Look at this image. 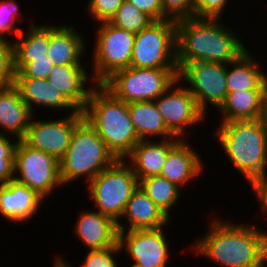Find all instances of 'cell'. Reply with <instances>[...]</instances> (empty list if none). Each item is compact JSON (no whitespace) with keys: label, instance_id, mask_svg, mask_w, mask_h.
<instances>
[{"label":"cell","instance_id":"6da1fadb","mask_svg":"<svg viewBox=\"0 0 267 267\" xmlns=\"http://www.w3.org/2000/svg\"><path fill=\"white\" fill-rule=\"evenodd\" d=\"M208 231L190 246L194 255L221 267H264L267 263V231L251 223L236 224L212 216Z\"/></svg>","mask_w":267,"mask_h":267},{"label":"cell","instance_id":"7a4b0ae2","mask_svg":"<svg viewBox=\"0 0 267 267\" xmlns=\"http://www.w3.org/2000/svg\"><path fill=\"white\" fill-rule=\"evenodd\" d=\"M222 20L197 17L176 20V62L179 71L186 64L196 61L228 64L248 50L241 40L242 36L235 32L236 28L233 30Z\"/></svg>","mask_w":267,"mask_h":267},{"label":"cell","instance_id":"3957f363","mask_svg":"<svg viewBox=\"0 0 267 267\" xmlns=\"http://www.w3.org/2000/svg\"><path fill=\"white\" fill-rule=\"evenodd\" d=\"M214 131L216 144L247 183L267 173V117L223 122Z\"/></svg>","mask_w":267,"mask_h":267},{"label":"cell","instance_id":"277c9868","mask_svg":"<svg viewBox=\"0 0 267 267\" xmlns=\"http://www.w3.org/2000/svg\"><path fill=\"white\" fill-rule=\"evenodd\" d=\"M83 113L117 160H124L140 141L128 104L115 98L101 84L91 90Z\"/></svg>","mask_w":267,"mask_h":267},{"label":"cell","instance_id":"5b68a950","mask_svg":"<svg viewBox=\"0 0 267 267\" xmlns=\"http://www.w3.org/2000/svg\"><path fill=\"white\" fill-rule=\"evenodd\" d=\"M116 160L96 130L84 119L74 129L69 147L59 160L60 180L64 187L82 178L87 184Z\"/></svg>","mask_w":267,"mask_h":267},{"label":"cell","instance_id":"8992f818","mask_svg":"<svg viewBox=\"0 0 267 267\" xmlns=\"http://www.w3.org/2000/svg\"><path fill=\"white\" fill-rule=\"evenodd\" d=\"M89 197L96 211L120 220L139 181L125 160H116L87 183Z\"/></svg>","mask_w":267,"mask_h":267},{"label":"cell","instance_id":"52a82bcc","mask_svg":"<svg viewBox=\"0 0 267 267\" xmlns=\"http://www.w3.org/2000/svg\"><path fill=\"white\" fill-rule=\"evenodd\" d=\"M178 68L128 67L113 73L101 85L127 104L155 101L178 78Z\"/></svg>","mask_w":267,"mask_h":267},{"label":"cell","instance_id":"ba28073f","mask_svg":"<svg viewBox=\"0 0 267 267\" xmlns=\"http://www.w3.org/2000/svg\"><path fill=\"white\" fill-rule=\"evenodd\" d=\"M94 33L90 73L96 84H102L116 71L130 67L136 34L109 22L96 24Z\"/></svg>","mask_w":267,"mask_h":267},{"label":"cell","instance_id":"9c48e42d","mask_svg":"<svg viewBox=\"0 0 267 267\" xmlns=\"http://www.w3.org/2000/svg\"><path fill=\"white\" fill-rule=\"evenodd\" d=\"M130 67L177 68L176 20L153 21L136 34Z\"/></svg>","mask_w":267,"mask_h":267},{"label":"cell","instance_id":"30bf717a","mask_svg":"<svg viewBox=\"0 0 267 267\" xmlns=\"http://www.w3.org/2000/svg\"><path fill=\"white\" fill-rule=\"evenodd\" d=\"M14 179L34 190L45 201L56 189L64 187L60 180L59 161L22 140L15 148Z\"/></svg>","mask_w":267,"mask_h":267},{"label":"cell","instance_id":"8fae6325","mask_svg":"<svg viewBox=\"0 0 267 267\" xmlns=\"http://www.w3.org/2000/svg\"><path fill=\"white\" fill-rule=\"evenodd\" d=\"M226 74L227 64L196 61L186 64L179 71L178 79L187 83L185 86L194 96L197 106L207 115L210 105L217 111L226 99Z\"/></svg>","mask_w":267,"mask_h":267},{"label":"cell","instance_id":"7c38bea8","mask_svg":"<svg viewBox=\"0 0 267 267\" xmlns=\"http://www.w3.org/2000/svg\"><path fill=\"white\" fill-rule=\"evenodd\" d=\"M155 104L167 129L180 139H188L189 129L204 123L208 117L199 109L194 96L178 78L155 100Z\"/></svg>","mask_w":267,"mask_h":267},{"label":"cell","instance_id":"4fadbf2b","mask_svg":"<svg viewBox=\"0 0 267 267\" xmlns=\"http://www.w3.org/2000/svg\"><path fill=\"white\" fill-rule=\"evenodd\" d=\"M165 227L170 228L163 226L156 229L118 231L120 251L132 260L133 265L130 266L168 267L171 255Z\"/></svg>","mask_w":267,"mask_h":267},{"label":"cell","instance_id":"5bb4252c","mask_svg":"<svg viewBox=\"0 0 267 267\" xmlns=\"http://www.w3.org/2000/svg\"><path fill=\"white\" fill-rule=\"evenodd\" d=\"M33 115L24 137L26 145L53 156L58 161L66 153L74 129L85 119L84 113L77 111L58 119L39 120Z\"/></svg>","mask_w":267,"mask_h":267},{"label":"cell","instance_id":"9a60e30c","mask_svg":"<svg viewBox=\"0 0 267 267\" xmlns=\"http://www.w3.org/2000/svg\"><path fill=\"white\" fill-rule=\"evenodd\" d=\"M86 69L84 65L54 66L47 78L52 87L81 112L86 108L91 90L97 85Z\"/></svg>","mask_w":267,"mask_h":267},{"label":"cell","instance_id":"2e32d148","mask_svg":"<svg viewBox=\"0 0 267 267\" xmlns=\"http://www.w3.org/2000/svg\"><path fill=\"white\" fill-rule=\"evenodd\" d=\"M44 201L34 190L15 179L0 185V215L9 223L24 224L33 219Z\"/></svg>","mask_w":267,"mask_h":267},{"label":"cell","instance_id":"e0dca14e","mask_svg":"<svg viewBox=\"0 0 267 267\" xmlns=\"http://www.w3.org/2000/svg\"><path fill=\"white\" fill-rule=\"evenodd\" d=\"M74 226V236L78 237L88 251L110 248L118 243L117 223L94 209H83Z\"/></svg>","mask_w":267,"mask_h":267},{"label":"cell","instance_id":"ac0fdd59","mask_svg":"<svg viewBox=\"0 0 267 267\" xmlns=\"http://www.w3.org/2000/svg\"><path fill=\"white\" fill-rule=\"evenodd\" d=\"M190 139H181L168 153L166 161L162 167L161 176L172 183H175L182 190L192 184V181H198L205 163L201 154L195 147L191 146ZM199 153V154H198ZM203 161V162H202Z\"/></svg>","mask_w":267,"mask_h":267},{"label":"cell","instance_id":"d6986e66","mask_svg":"<svg viewBox=\"0 0 267 267\" xmlns=\"http://www.w3.org/2000/svg\"><path fill=\"white\" fill-rule=\"evenodd\" d=\"M180 140V138L141 140L124 160L131 166L138 181L158 176L161 174L169 151Z\"/></svg>","mask_w":267,"mask_h":267},{"label":"cell","instance_id":"ffe728a7","mask_svg":"<svg viewBox=\"0 0 267 267\" xmlns=\"http://www.w3.org/2000/svg\"><path fill=\"white\" fill-rule=\"evenodd\" d=\"M122 218L126 219V223L119 220L117 222L118 231L156 229L168 226L172 221L139 186L126 204Z\"/></svg>","mask_w":267,"mask_h":267},{"label":"cell","instance_id":"44dd1931","mask_svg":"<svg viewBox=\"0 0 267 267\" xmlns=\"http://www.w3.org/2000/svg\"><path fill=\"white\" fill-rule=\"evenodd\" d=\"M85 41L77 27L61 23L49 35L47 56L54 66L83 65L82 60L88 51Z\"/></svg>","mask_w":267,"mask_h":267},{"label":"cell","instance_id":"7402d4cb","mask_svg":"<svg viewBox=\"0 0 267 267\" xmlns=\"http://www.w3.org/2000/svg\"><path fill=\"white\" fill-rule=\"evenodd\" d=\"M14 86L18 89L21 99L29 107L33 115L35 108L51 109L55 112L67 110L76 113L77 110L65 97L47 81V79L32 77H15ZM36 106V107H35ZM46 107V109H45ZM55 109V110H54Z\"/></svg>","mask_w":267,"mask_h":267},{"label":"cell","instance_id":"603a6c76","mask_svg":"<svg viewBox=\"0 0 267 267\" xmlns=\"http://www.w3.org/2000/svg\"><path fill=\"white\" fill-rule=\"evenodd\" d=\"M217 111L221 113L220 123L266 118L267 90L228 92Z\"/></svg>","mask_w":267,"mask_h":267},{"label":"cell","instance_id":"cb8c5ba5","mask_svg":"<svg viewBox=\"0 0 267 267\" xmlns=\"http://www.w3.org/2000/svg\"><path fill=\"white\" fill-rule=\"evenodd\" d=\"M32 117L33 113L14 85L0 87V134L21 140Z\"/></svg>","mask_w":267,"mask_h":267},{"label":"cell","instance_id":"d4e9b609","mask_svg":"<svg viewBox=\"0 0 267 267\" xmlns=\"http://www.w3.org/2000/svg\"><path fill=\"white\" fill-rule=\"evenodd\" d=\"M56 26V24L32 23L25 32L23 30L16 39L12 40L15 72H19L33 59L46 58L49 35Z\"/></svg>","mask_w":267,"mask_h":267},{"label":"cell","instance_id":"484cf974","mask_svg":"<svg viewBox=\"0 0 267 267\" xmlns=\"http://www.w3.org/2000/svg\"><path fill=\"white\" fill-rule=\"evenodd\" d=\"M245 51L238 59L227 64L226 84L228 92L243 90H267L266 71L261 60Z\"/></svg>","mask_w":267,"mask_h":267},{"label":"cell","instance_id":"4316f807","mask_svg":"<svg viewBox=\"0 0 267 267\" xmlns=\"http://www.w3.org/2000/svg\"><path fill=\"white\" fill-rule=\"evenodd\" d=\"M134 129L141 140L177 138L166 127L155 101H139L128 104ZM156 136V138H155Z\"/></svg>","mask_w":267,"mask_h":267},{"label":"cell","instance_id":"83f0119b","mask_svg":"<svg viewBox=\"0 0 267 267\" xmlns=\"http://www.w3.org/2000/svg\"><path fill=\"white\" fill-rule=\"evenodd\" d=\"M139 187L172 220L171 212L181 201L182 189L161 175L139 180Z\"/></svg>","mask_w":267,"mask_h":267},{"label":"cell","instance_id":"f1b7e54d","mask_svg":"<svg viewBox=\"0 0 267 267\" xmlns=\"http://www.w3.org/2000/svg\"><path fill=\"white\" fill-rule=\"evenodd\" d=\"M154 20L134 4L125 0L109 21L115 27L137 34Z\"/></svg>","mask_w":267,"mask_h":267},{"label":"cell","instance_id":"f546056e","mask_svg":"<svg viewBox=\"0 0 267 267\" xmlns=\"http://www.w3.org/2000/svg\"><path fill=\"white\" fill-rule=\"evenodd\" d=\"M16 0H0V37L10 40L9 34L16 38L23 30L16 26L20 22L22 12ZM21 12V13H20ZM7 35V37H6Z\"/></svg>","mask_w":267,"mask_h":267},{"label":"cell","instance_id":"4dcf8cb0","mask_svg":"<svg viewBox=\"0 0 267 267\" xmlns=\"http://www.w3.org/2000/svg\"><path fill=\"white\" fill-rule=\"evenodd\" d=\"M119 244L110 248H105L101 250H89L84 256V261L81 267H119L118 258L120 254ZM119 265V266H118Z\"/></svg>","mask_w":267,"mask_h":267},{"label":"cell","instance_id":"1f68e13d","mask_svg":"<svg viewBox=\"0 0 267 267\" xmlns=\"http://www.w3.org/2000/svg\"><path fill=\"white\" fill-rule=\"evenodd\" d=\"M15 70L12 41L0 37V87L14 85Z\"/></svg>","mask_w":267,"mask_h":267},{"label":"cell","instance_id":"d6a6232c","mask_svg":"<svg viewBox=\"0 0 267 267\" xmlns=\"http://www.w3.org/2000/svg\"><path fill=\"white\" fill-rule=\"evenodd\" d=\"M125 0H88L86 14L96 24L109 22Z\"/></svg>","mask_w":267,"mask_h":267},{"label":"cell","instance_id":"836d02e7","mask_svg":"<svg viewBox=\"0 0 267 267\" xmlns=\"http://www.w3.org/2000/svg\"><path fill=\"white\" fill-rule=\"evenodd\" d=\"M163 7V20L194 17L193 0H161Z\"/></svg>","mask_w":267,"mask_h":267},{"label":"cell","instance_id":"e575fe53","mask_svg":"<svg viewBox=\"0 0 267 267\" xmlns=\"http://www.w3.org/2000/svg\"><path fill=\"white\" fill-rule=\"evenodd\" d=\"M228 1L231 3V0H193L194 17L222 18L223 14L226 13L228 4H230Z\"/></svg>","mask_w":267,"mask_h":267},{"label":"cell","instance_id":"d590c367","mask_svg":"<svg viewBox=\"0 0 267 267\" xmlns=\"http://www.w3.org/2000/svg\"><path fill=\"white\" fill-rule=\"evenodd\" d=\"M54 67V63L46 58L33 59L32 62L27 63L19 72H15V77H32L47 79Z\"/></svg>","mask_w":267,"mask_h":267},{"label":"cell","instance_id":"8d00e7d4","mask_svg":"<svg viewBox=\"0 0 267 267\" xmlns=\"http://www.w3.org/2000/svg\"><path fill=\"white\" fill-rule=\"evenodd\" d=\"M252 192L255 194L259 204V211L262 217H267V175L255 177L248 182ZM264 214V216H263Z\"/></svg>","mask_w":267,"mask_h":267},{"label":"cell","instance_id":"74e56055","mask_svg":"<svg viewBox=\"0 0 267 267\" xmlns=\"http://www.w3.org/2000/svg\"><path fill=\"white\" fill-rule=\"evenodd\" d=\"M134 4L139 10L145 12L154 21L163 20V7L161 0H127Z\"/></svg>","mask_w":267,"mask_h":267},{"label":"cell","instance_id":"f35d334b","mask_svg":"<svg viewBox=\"0 0 267 267\" xmlns=\"http://www.w3.org/2000/svg\"><path fill=\"white\" fill-rule=\"evenodd\" d=\"M11 137L12 139H10ZM18 141L19 140L13 136L0 134V159H14L15 148Z\"/></svg>","mask_w":267,"mask_h":267},{"label":"cell","instance_id":"ab89813d","mask_svg":"<svg viewBox=\"0 0 267 267\" xmlns=\"http://www.w3.org/2000/svg\"><path fill=\"white\" fill-rule=\"evenodd\" d=\"M14 179V159H0V185Z\"/></svg>","mask_w":267,"mask_h":267},{"label":"cell","instance_id":"60d3db41","mask_svg":"<svg viewBox=\"0 0 267 267\" xmlns=\"http://www.w3.org/2000/svg\"><path fill=\"white\" fill-rule=\"evenodd\" d=\"M55 261L52 267H72V264L66 261L62 256H55ZM68 262V263H67ZM74 267V266H73Z\"/></svg>","mask_w":267,"mask_h":267},{"label":"cell","instance_id":"b9f144b4","mask_svg":"<svg viewBox=\"0 0 267 267\" xmlns=\"http://www.w3.org/2000/svg\"><path fill=\"white\" fill-rule=\"evenodd\" d=\"M265 70H266V83H267V68Z\"/></svg>","mask_w":267,"mask_h":267}]
</instances>
